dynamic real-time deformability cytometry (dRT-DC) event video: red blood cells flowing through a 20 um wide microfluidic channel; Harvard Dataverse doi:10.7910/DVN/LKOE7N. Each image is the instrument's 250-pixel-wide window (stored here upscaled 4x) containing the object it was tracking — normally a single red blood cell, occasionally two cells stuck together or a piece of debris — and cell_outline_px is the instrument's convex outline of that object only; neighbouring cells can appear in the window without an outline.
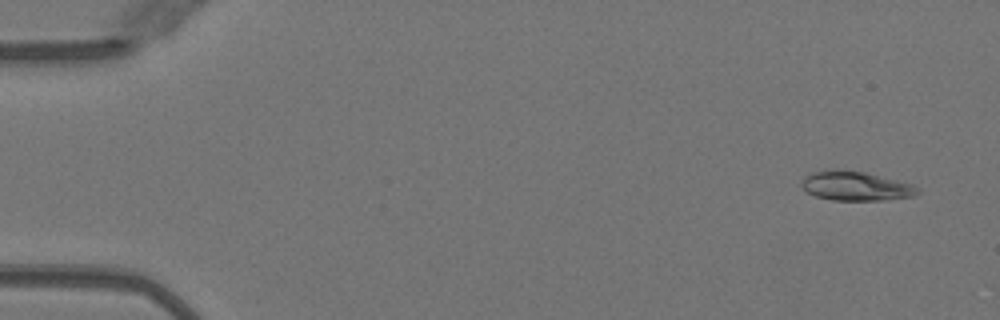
{"species": "Egyptian fruit bat (a non-hibernating species)", "species_latin": "Rousettus aegyptiacus", "temperature_condition": "warm", "stored_images_in_passage": 44, "camera_frame_rate_fps": 3000, "um_per_image_px": 0.085, "animal": {"sex": "female"}, "frame": {"image": 1, "passage_image": 1, "time_ms": 0.0, "image_size_px": [1000, 320], "cell_outline_px": [[920, 192], [912, 196], [884, 200], [832, 200], [816, 196], [808, 192], [800, 184], [800, 180], [804, 176], [812, 172], [864, 172], [912, 184], [920, 188]], "centroid_in_image_um": [72.76, 15.85], "position_along_channel_um": 12.2, "area_um2": 19.07}}
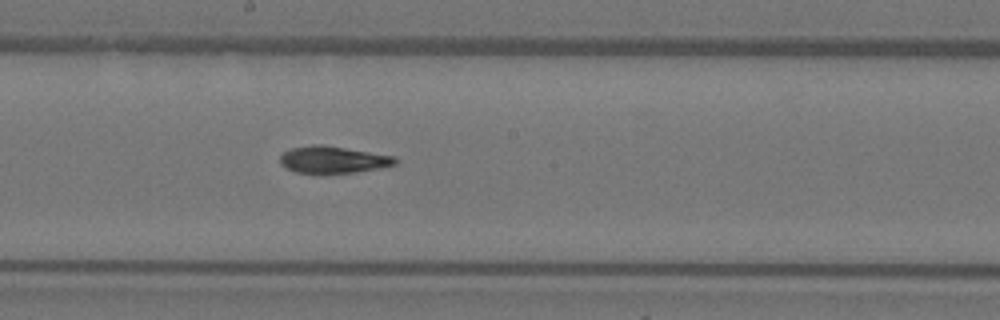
{"frame": {"image": 2, "passage_image": 26, "time_ms": 8.333, "image_size_px": [1000, 320], "cell_outline_px": [[396, 164], [380, 168], [352, 172], [296, 172], [284, 168], [280, 164], [280, 156], [284, 152], [292, 148], [312, 144], [324, 144], [396, 156]], "centroid_in_image_um": [28.3, 13.55], "position_along_channel_um": 219.9, "area_um2": 17.98}}
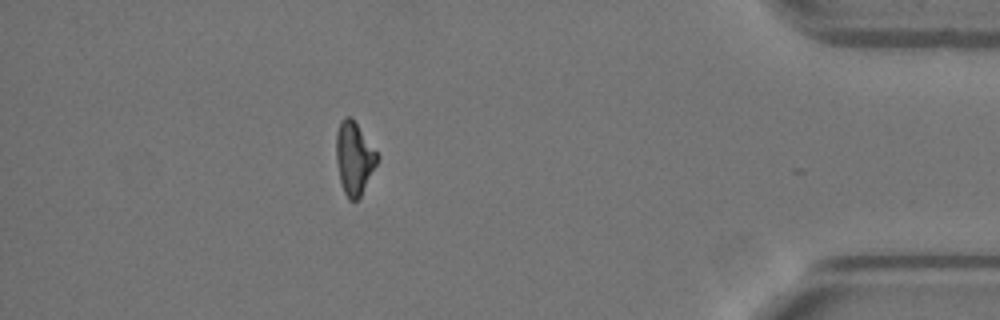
{"frame": {"image": 3, "passage_image": 43, "time_ms": 14.0, "image_size_px": [1000, 320], "cell_outline_px": [[380, 156], [360, 196], [356, 200], [348, 200], [340, 184], [336, 160], [336, 132], [344, 116], [352, 116]], "centroid_in_image_um": [30.09, 13.42], "position_along_channel_um": 405.1, "area_um2": 17.4}, "authors_computed_cell_mechanics": {"area_um2": 18.5538, "velocity_mm_per_s": 4.0407, "shape_relaxation_time_tau1_ms": 6.7973, "shape_relaxation_time_tau2_ms": 5.9263, "deformation_change_tau1": 0.194, "deformation_change_tau2": 0.1347}}